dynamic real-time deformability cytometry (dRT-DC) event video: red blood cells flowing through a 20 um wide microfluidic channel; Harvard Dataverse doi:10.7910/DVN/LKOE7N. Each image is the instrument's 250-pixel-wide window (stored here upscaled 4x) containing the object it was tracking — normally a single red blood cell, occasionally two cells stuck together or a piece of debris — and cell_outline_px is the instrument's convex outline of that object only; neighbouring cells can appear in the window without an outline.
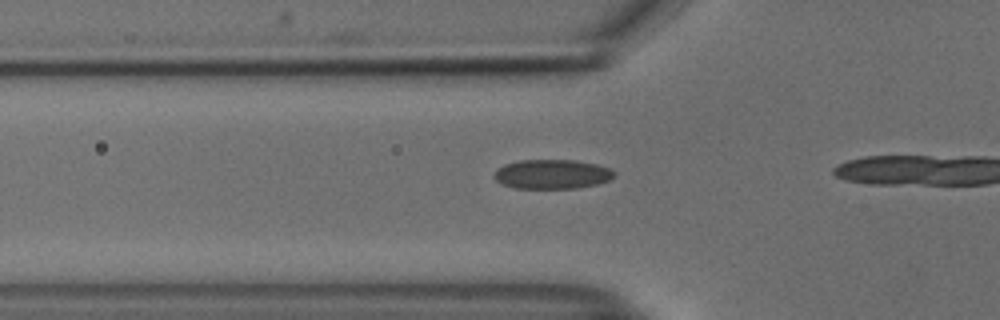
{"species": "common noctule bat (a hibernating species)", "species_latin": "Nyctalus noctula", "temperature_condition": "cold", "stored_images_in_passage": 9, "camera_frame_rate_fps": 3000, "um_per_image_px": 0.085, "animal": {"sex": "male", "body_mass_g": 18.8}, "frame": {"image": 1, "passage_image": 4, "time_ms": 1.0, "image_size_px": [1000, 320], "cell_outline_px": [[616, 172], [608, 180], [596, 184], [576, 188], [512, 188], [496, 180], [492, 176], [496, 168], [504, 164], [520, 160], [576, 160], [596, 164], [608, 168]], "centroid_in_image_um": [46.87, 14.8], "position_along_channel_um": 78.9, "area_um2": 20.52}}
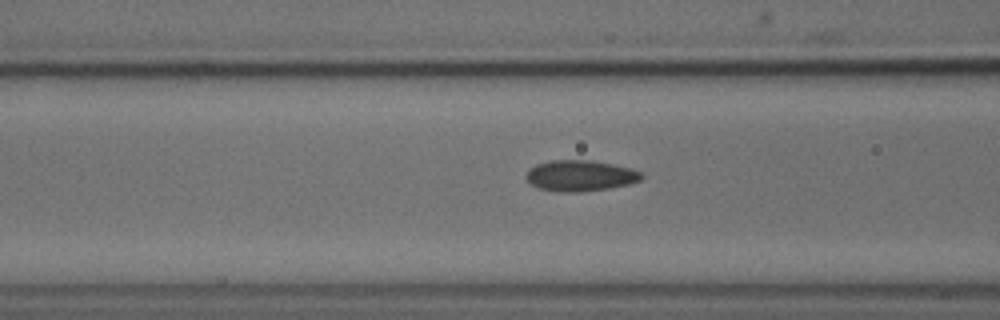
{"frame": {"image": 2, "passage_image": 7, "time_ms": 2.0, "image_size_px": [1000, 320], "cell_outline_px": [[644, 176], [640, 180], [628, 184], [608, 188], [580, 192], [556, 192], [536, 188], [528, 184], [524, 176], [536, 164], [552, 160], [592, 160], [632, 168], [640, 172]], "centroid_in_image_um": [49.28, 14.94], "position_along_channel_um": 117.3, "area_um2": 20.98}}